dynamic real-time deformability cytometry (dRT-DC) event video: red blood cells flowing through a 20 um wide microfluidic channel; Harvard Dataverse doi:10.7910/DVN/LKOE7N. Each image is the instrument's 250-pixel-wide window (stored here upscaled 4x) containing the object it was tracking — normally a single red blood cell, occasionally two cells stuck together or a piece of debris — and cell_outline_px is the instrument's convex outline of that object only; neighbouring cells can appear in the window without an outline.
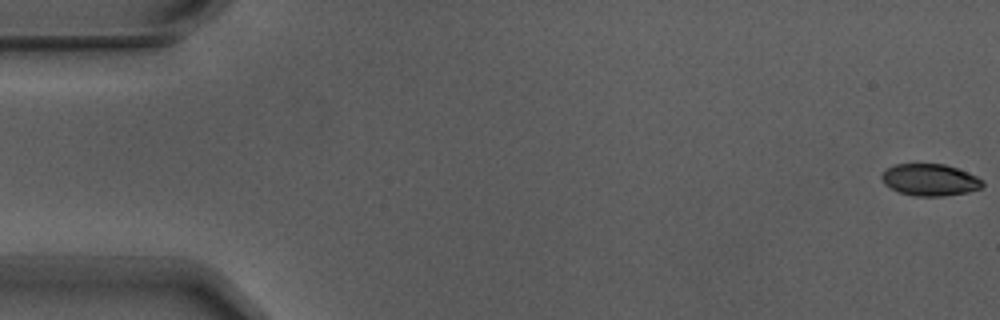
{"species": "Egyptian fruit bat (a non-hibernating species)", "species_latin": "Rousettus aegyptiacus", "temperature_condition": "warm", "stored_images_in_passage": 6, "camera_frame_rate_fps": 3000, "um_per_image_px": 0.085, "animal": {"sex": "male"}, "frame": {"image": 1, "passage_image": 1, "time_ms": 0.0, "image_size_px": [1000, 320], "cell_outline_px": [[984, 184], [980, 188], [968, 192], [944, 196], [916, 196], [900, 192], [884, 184], [880, 176], [888, 168], [896, 164], [944, 164], [968, 172], [984, 180]], "centroid_in_image_um": [79.07, 15.29], "position_along_channel_um": 5.9, "area_um2": 18.61}}